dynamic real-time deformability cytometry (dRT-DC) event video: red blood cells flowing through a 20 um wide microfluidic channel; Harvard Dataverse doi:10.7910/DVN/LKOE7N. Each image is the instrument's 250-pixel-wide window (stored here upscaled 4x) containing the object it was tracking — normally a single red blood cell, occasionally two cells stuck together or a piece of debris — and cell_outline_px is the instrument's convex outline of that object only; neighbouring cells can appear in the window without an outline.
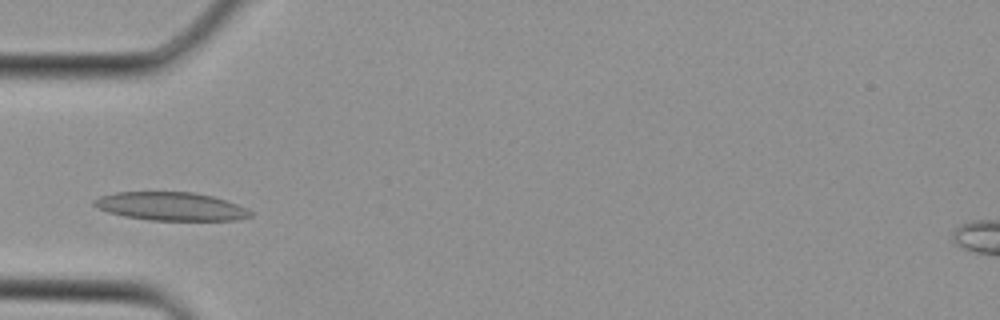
{"species": "Egyptian fruit bat (a non-hibernating species)", "species_latin": "Rousettus aegyptiacus", "temperature_condition": "cold", "stored_images_in_passage": 2, "camera_frame_rate_fps": 3000, "um_per_image_px": 0.085, "animal": {"sex": "female"}, "frame": {"image": 1, "passage_image": 2, "time_ms": 0.333, "image_size_px": [1000, 320], "cell_outline_px": [[252, 216], [236, 220], [148, 220], [124, 216], [108, 212], [96, 208], [92, 204], [92, 200], [100, 196], [116, 192], [192, 192], [212, 196], [236, 204], [252, 212]], "centroid_in_image_um": [14.46, 17.54], "position_along_channel_um": 70.5, "area_um2": 25.72}}